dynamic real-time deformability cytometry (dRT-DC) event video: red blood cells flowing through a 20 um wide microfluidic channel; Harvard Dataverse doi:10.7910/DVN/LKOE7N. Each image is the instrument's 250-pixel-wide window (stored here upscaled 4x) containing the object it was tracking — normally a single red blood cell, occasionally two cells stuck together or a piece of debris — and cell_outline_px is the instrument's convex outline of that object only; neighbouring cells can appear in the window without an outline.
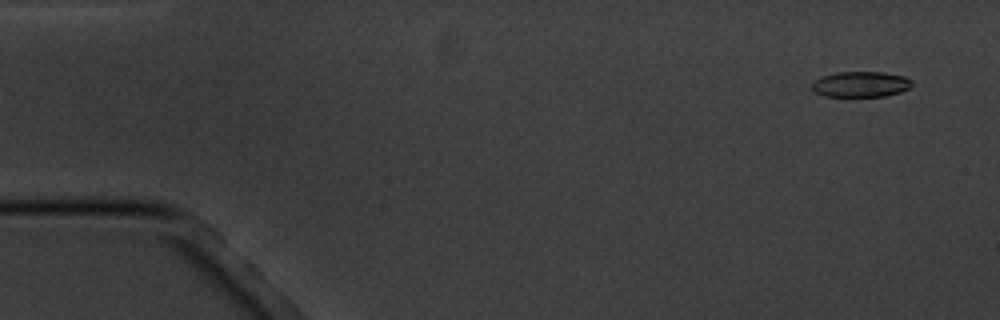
{"species": "common noctule bat (a hibernating species)", "species_latin": "Nyctalus noctula", "temperature_condition": "cold", "stored_images_in_passage": 11, "camera_frame_rate_fps": 3000, "um_per_image_px": 0.085, "animal": {"sex": "male", "body_mass_g": 20.1, "forearm_length_mm": 53.5}, "frame": {"image": 1, "passage_image": 1, "time_ms": 0.0, "image_size_px": [1000, 320], "cell_outline_px": [[912, 84], [908, 88], [900, 92], [884, 96], [824, 96], [816, 92], [812, 88], [812, 84], [816, 80], [824, 76], [836, 72], [884, 72], [904, 76], [912, 80]], "centroid_in_image_um": [73.19, 7.16], "position_along_channel_um": 11.8, "area_um2": 14.74}}
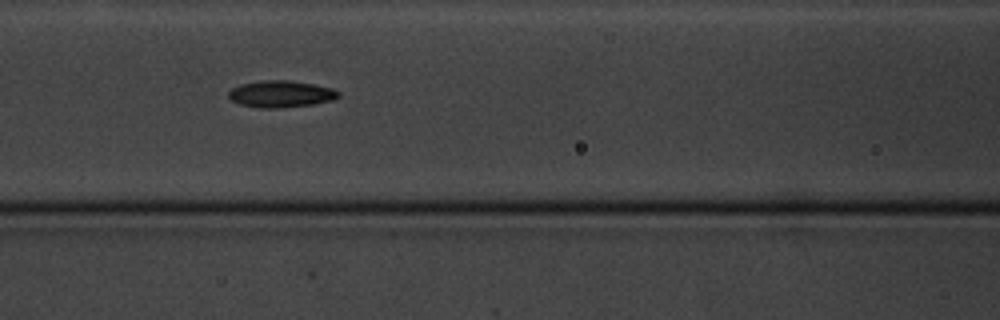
{"frame": {"image": 2, "passage_image": 7, "time_ms": 7.0, "image_size_px": [1000, 320], "cell_outline_px": [[340, 96], [332, 100], [312, 104], [284, 108], [260, 108], [240, 104], [232, 100], [228, 96], [228, 92], [232, 88], [240, 84], [264, 80], [288, 80], [312, 84], [332, 88], [340, 92]], "centroid_in_image_um": [23.87, 7.99], "position_along_channel_um": 142.7, "area_um2": 17.11}}
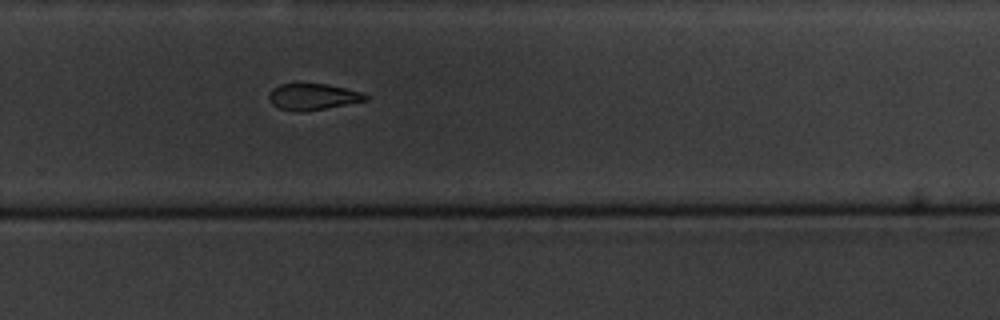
{"frame": {"image": 3, "passage_image": 11, "time_ms": 11.667, "image_size_px": [1000, 320], "cell_outline_px": [[368, 100], [304, 112], [296, 112], [276, 108], [272, 104], [268, 96], [268, 92], [272, 88], [280, 84], [296, 80], [300, 80], [328, 84], [364, 92], [368, 96]], "centroid_in_image_um": [26.53, 8.17], "position_along_channel_um": 303.3, "area_um2": 15.78}}